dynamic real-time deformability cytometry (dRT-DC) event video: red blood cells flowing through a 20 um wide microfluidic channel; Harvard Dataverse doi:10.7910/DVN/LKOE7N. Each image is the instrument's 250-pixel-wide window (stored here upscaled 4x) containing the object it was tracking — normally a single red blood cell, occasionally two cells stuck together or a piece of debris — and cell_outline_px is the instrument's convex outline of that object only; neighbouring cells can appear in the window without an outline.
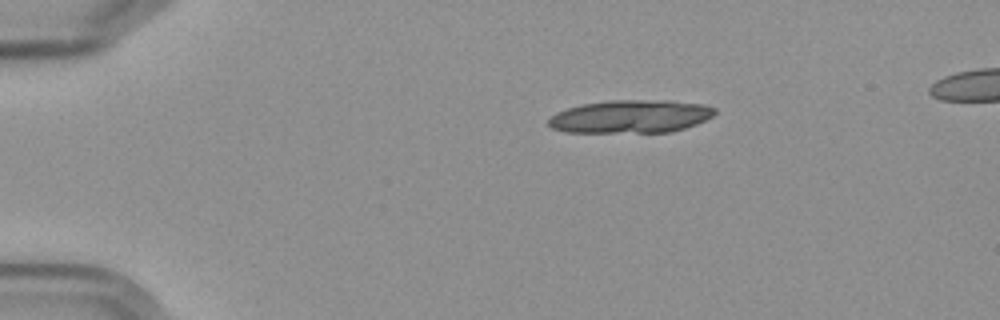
{"species": "Egyptian fruit bat (a non-hibernating species)", "species_latin": "Rousettus aegyptiacus", "temperature_condition": "cold", "stored_images_in_passage": 4, "camera_frame_rate_fps": 3000, "um_per_image_px": 0.085, "frame": {"image": 1, "passage_image": 1, "time_ms": 0.0, "image_size_px": [1000, 320], "cell_outline_px": [[716, 112], [712, 116], [696, 124], [684, 128], [668, 132], [564, 132], [552, 128], [548, 124], [548, 120], [556, 112], [580, 104], [608, 100], [672, 100], [704, 104], [716, 108]], "centroid_in_image_um": [53.6, 9.89], "position_along_channel_um": 31.4, "area_um2": 32.14}}